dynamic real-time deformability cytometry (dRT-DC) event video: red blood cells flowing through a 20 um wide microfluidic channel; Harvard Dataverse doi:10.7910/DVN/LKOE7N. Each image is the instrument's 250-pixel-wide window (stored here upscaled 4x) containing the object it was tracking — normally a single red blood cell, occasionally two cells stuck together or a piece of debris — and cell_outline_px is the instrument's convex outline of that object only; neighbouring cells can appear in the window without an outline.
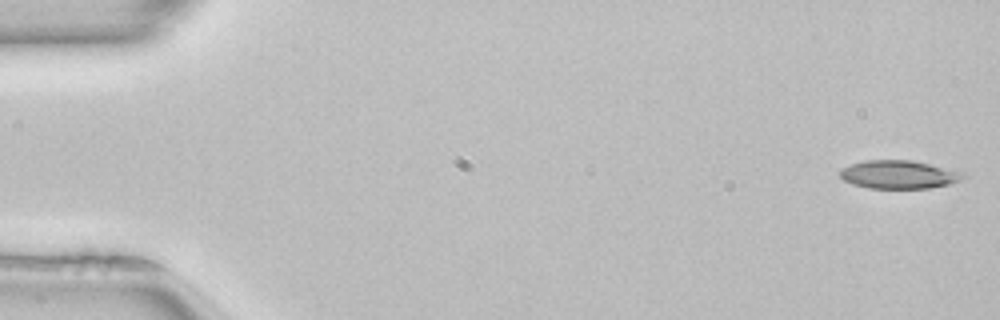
{"species": "common noctule bat (a hibernating species)", "species_latin": "Nyctalus noctula", "temperature_condition": "room temperature", "stored_images_in_passage": 51, "camera_frame_rate_fps": 3000, "um_per_image_px": 0.085, "animal": {"sex": "female", "body_mass_g": 22.7, "forearm_length_mm": 54.2}, "frame": {"image": 1, "passage_image": 1, "time_ms": 0.0, "image_size_px": [1000, 320], "cell_outline_px": [[968, 176], [960, 180], [948, 184], [928, 188], [868, 188], [852, 184], [844, 180], [840, 176], [840, 168], [864, 160], [912, 160], [964, 172]], "centroid_in_image_um": [76.4, 14.83], "position_along_channel_um": 8.6, "area_um2": 20.29}}
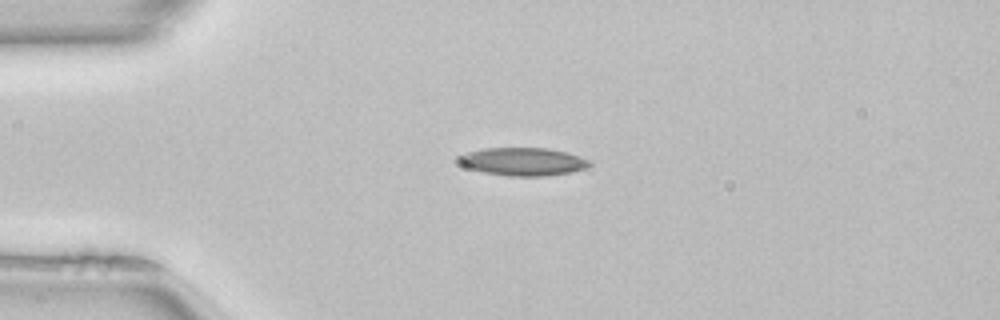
{"frame": {"image": 2, "passage_image": 12, "time_ms": 3.667, "image_size_px": [1000, 320], "cell_outline_px": [[592, 164], [584, 168], [572, 172], [544, 176], [512, 176], [484, 172], [468, 168], [460, 164], [456, 160], [456, 156], [464, 152], [484, 148], [548, 148], [564, 152], [588, 160]], "centroid_in_image_um": [44.36, 13.73], "position_along_channel_um": 40.6, "area_um2": 21.27}}
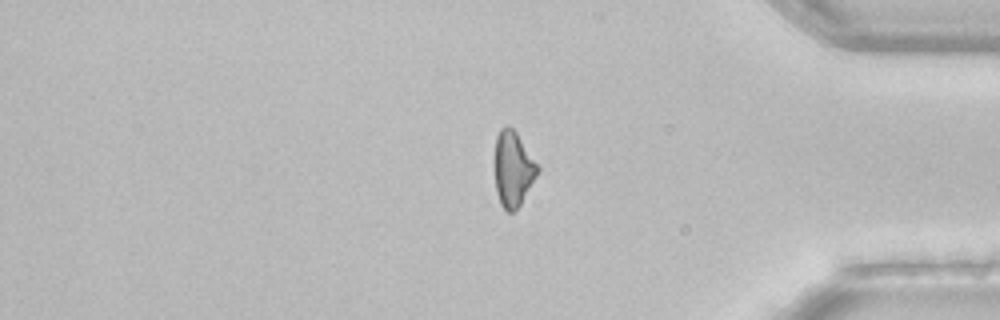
{"frame": {"image": 3, "passage_image": 42, "time_ms": 13.667, "image_size_px": [1000, 320], "cell_outline_px": [[540, 172], [516, 212], [508, 212], [500, 204], [496, 192], [496, 136], [500, 128], [508, 124], [516, 132], [540, 168]], "centroid_in_image_um": [43.64, 14.39], "position_along_channel_um": 391.6, "area_um2": 18.79}}